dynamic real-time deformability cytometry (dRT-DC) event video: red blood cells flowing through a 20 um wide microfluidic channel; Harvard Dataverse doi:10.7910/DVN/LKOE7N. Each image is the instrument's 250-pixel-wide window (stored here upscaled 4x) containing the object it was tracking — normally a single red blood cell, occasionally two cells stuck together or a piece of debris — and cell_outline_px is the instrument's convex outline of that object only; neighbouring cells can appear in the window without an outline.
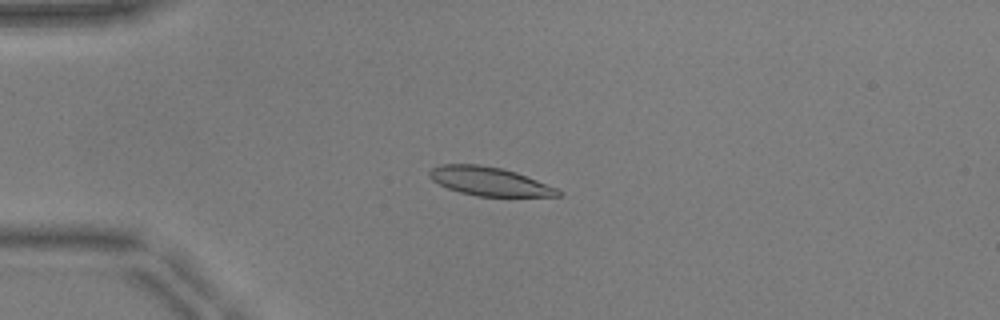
{"species": "common noctule bat (a hibernating species)", "species_latin": "Nyctalus noctula", "temperature_condition": "warm", "stored_images_in_passage": 22, "camera_frame_rate_fps": 3000, "um_per_image_px": 0.085, "animal": {"sex": "male", "body_mass_g": 17.9, "forearm_length_mm": 54.2}, "frame": {"image": 1, "passage_image": 12, "time_ms": 3.667, "image_size_px": [1000, 320], "cell_outline_px": [[564, 192], [560, 196], [476, 196], [460, 192], [448, 188], [432, 180], [428, 176], [428, 172], [432, 168], [440, 164], [480, 164], [504, 168], [516, 172], [556, 188]], "centroid_in_image_um": [41.58, 15.4], "position_along_channel_um": 43.4, "area_um2": 21.44}}
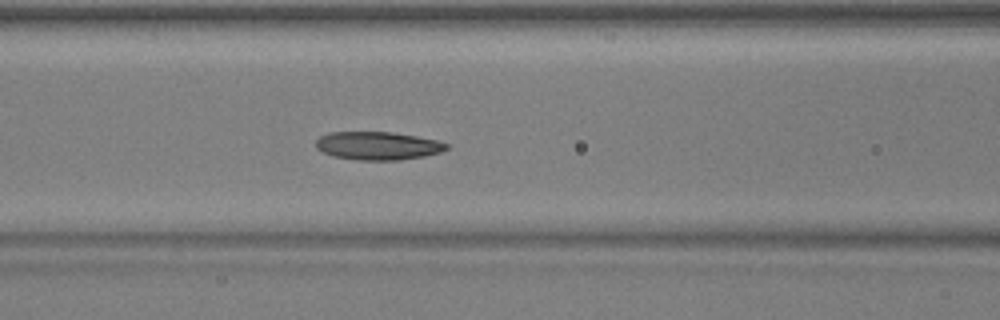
{"frame": {"image": 2, "passage_image": 21, "time_ms": 6.667, "image_size_px": [1000, 320], "cell_outline_px": [[448, 148], [440, 152], [424, 156], [400, 160], [356, 160], [332, 156], [316, 148], [316, 140], [320, 136], [328, 132], [392, 132], [416, 136], [436, 140], [448, 144]], "centroid_in_image_um": [32.09, 12.39], "position_along_channel_um": 134.5, "area_um2": 21.44}}